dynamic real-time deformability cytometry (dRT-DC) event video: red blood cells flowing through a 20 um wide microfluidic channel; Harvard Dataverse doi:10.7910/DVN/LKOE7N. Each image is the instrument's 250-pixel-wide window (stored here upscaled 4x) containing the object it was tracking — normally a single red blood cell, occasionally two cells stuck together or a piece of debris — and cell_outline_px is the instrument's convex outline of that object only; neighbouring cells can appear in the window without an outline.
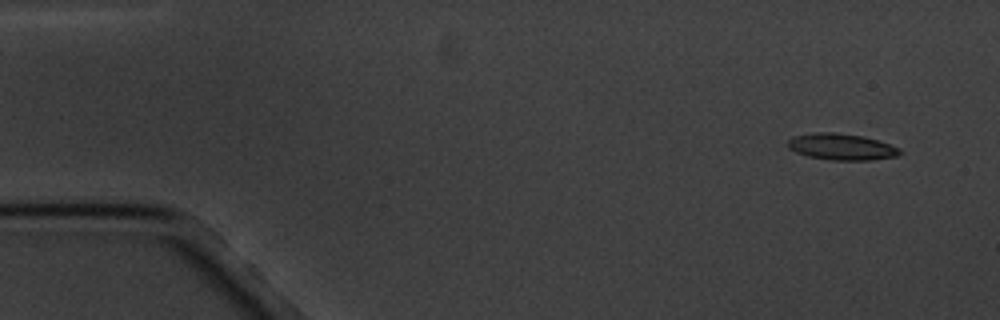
{"species": "common noctule bat (a hibernating species)", "species_latin": "Nyctalus noctula", "temperature_condition": "cold", "stored_images_in_passage": 3, "segment_of_instrument_passage": [2, 2], "camera_frame_rate_fps": 3000, "um_per_image_px": 0.085, "animal": {"sex": "male", "body_mass_g": 20.1, "forearm_length_mm": 53.5}, "frame": {"image": 1, "passage_image": 3, "time_ms": 3.333, "image_size_px": [1000, 320], "cell_outline_px": [[904, 152], [896, 156], [872, 160], [832, 160], [808, 156], [796, 152], [788, 148], [788, 140], [792, 136], [816, 132], [836, 132], [864, 136], [900, 148]], "centroid_in_image_um": [71.52, 12.47], "position_along_channel_um": 13.5, "area_um2": 17.28}}